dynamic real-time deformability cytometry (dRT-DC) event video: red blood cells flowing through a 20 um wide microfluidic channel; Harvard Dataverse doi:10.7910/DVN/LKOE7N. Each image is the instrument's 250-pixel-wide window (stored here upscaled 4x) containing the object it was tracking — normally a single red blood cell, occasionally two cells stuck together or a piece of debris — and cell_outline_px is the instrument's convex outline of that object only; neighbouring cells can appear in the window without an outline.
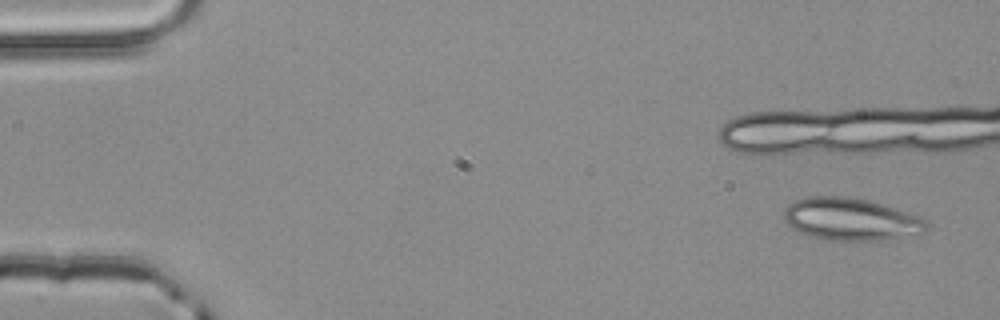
{"species": "common noctule bat (a hibernating species)", "species_latin": "Nyctalus noctula", "temperature_condition": "room temperature", "stored_images_in_passage": 6, "camera_frame_rate_fps": 3000, "um_per_image_px": 0.085, "animal": {"sex": "male", "body_mass_g": 20.4}, "frame": {"image": 1, "passage_image": 1, "time_ms": 0.0, "image_size_px": [1000, 320], "cell_outline_px": [[928, 228], [924, 232], [880, 240], [824, 240], [800, 232], [792, 228], [784, 220], [784, 208], [788, 204], [804, 196], [852, 196], [868, 200], [912, 212], [920, 216], [928, 224]], "centroid_in_image_um": [72.31, 18.61], "position_along_channel_um": 12.7, "area_um2": 35.43}}